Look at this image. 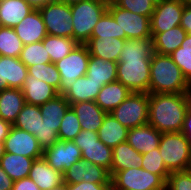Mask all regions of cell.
Segmentation results:
<instances>
[{"label": "cell", "instance_id": "obj_8", "mask_svg": "<svg viewBox=\"0 0 191 190\" xmlns=\"http://www.w3.org/2000/svg\"><path fill=\"white\" fill-rule=\"evenodd\" d=\"M90 53L85 44H78L68 55L54 64L61 75L58 94H63L77 78L86 75Z\"/></svg>", "mask_w": 191, "mask_h": 190}, {"label": "cell", "instance_id": "obj_53", "mask_svg": "<svg viewBox=\"0 0 191 190\" xmlns=\"http://www.w3.org/2000/svg\"><path fill=\"white\" fill-rule=\"evenodd\" d=\"M59 1H61L62 3H66L67 5H72V4L79 3L85 0H59Z\"/></svg>", "mask_w": 191, "mask_h": 190}, {"label": "cell", "instance_id": "obj_15", "mask_svg": "<svg viewBox=\"0 0 191 190\" xmlns=\"http://www.w3.org/2000/svg\"><path fill=\"white\" fill-rule=\"evenodd\" d=\"M5 152L35 159L43 157V150L34 135L11 126L4 140Z\"/></svg>", "mask_w": 191, "mask_h": 190}, {"label": "cell", "instance_id": "obj_40", "mask_svg": "<svg viewBox=\"0 0 191 190\" xmlns=\"http://www.w3.org/2000/svg\"><path fill=\"white\" fill-rule=\"evenodd\" d=\"M140 167L146 171L151 172L152 174L160 175L165 181H167V178L170 174L165 166L158 148L143 154V159Z\"/></svg>", "mask_w": 191, "mask_h": 190}, {"label": "cell", "instance_id": "obj_22", "mask_svg": "<svg viewBox=\"0 0 191 190\" xmlns=\"http://www.w3.org/2000/svg\"><path fill=\"white\" fill-rule=\"evenodd\" d=\"M143 154L136 151L127 141L112 148V163L110 176L116 172L139 167Z\"/></svg>", "mask_w": 191, "mask_h": 190}, {"label": "cell", "instance_id": "obj_44", "mask_svg": "<svg viewBox=\"0 0 191 190\" xmlns=\"http://www.w3.org/2000/svg\"><path fill=\"white\" fill-rule=\"evenodd\" d=\"M172 60L179 66L185 79L191 85V52L180 51V47L170 54Z\"/></svg>", "mask_w": 191, "mask_h": 190}, {"label": "cell", "instance_id": "obj_49", "mask_svg": "<svg viewBox=\"0 0 191 190\" xmlns=\"http://www.w3.org/2000/svg\"><path fill=\"white\" fill-rule=\"evenodd\" d=\"M13 179L0 166V190H12Z\"/></svg>", "mask_w": 191, "mask_h": 190}, {"label": "cell", "instance_id": "obj_30", "mask_svg": "<svg viewBox=\"0 0 191 190\" xmlns=\"http://www.w3.org/2000/svg\"><path fill=\"white\" fill-rule=\"evenodd\" d=\"M128 130L111 113H107L97 133L101 142L113 148L127 140Z\"/></svg>", "mask_w": 191, "mask_h": 190}, {"label": "cell", "instance_id": "obj_32", "mask_svg": "<svg viewBox=\"0 0 191 190\" xmlns=\"http://www.w3.org/2000/svg\"><path fill=\"white\" fill-rule=\"evenodd\" d=\"M42 114L37 105L25 104L12 126L32 135L40 134Z\"/></svg>", "mask_w": 191, "mask_h": 190}, {"label": "cell", "instance_id": "obj_21", "mask_svg": "<svg viewBox=\"0 0 191 190\" xmlns=\"http://www.w3.org/2000/svg\"><path fill=\"white\" fill-rule=\"evenodd\" d=\"M21 90L26 103L37 106L43 105L59 95L53 86L31 75H27Z\"/></svg>", "mask_w": 191, "mask_h": 190}, {"label": "cell", "instance_id": "obj_25", "mask_svg": "<svg viewBox=\"0 0 191 190\" xmlns=\"http://www.w3.org/2000/svg\"><path fill=\"white\" fill-rule=\"evenodd\" d=\"M131 91L119 81L105 84L100 89L95 103L105 112H112L122 101H124Z\"/></svg>", "mask_w": 191, "mask_h": 190}, {"label": "cell", "instance_id": "obj_43", "mask_svg": "<svg viewBox=\"0 0 191 190\" xmlns=\"http://www.w3.org/2000/svg\"><path fill=\"white\" fill-rule=\"evenodd\" d=\"M166 190H191V169L171 172L166 181Z\"/></svg>", "mask_w": 191, "mask_h": 190}, {"label": "cell", "instance_id": "obj_10", "mask_svg": "<svg viewBox=\"0 0 191 190\" xmlns=\"http://www.w3.org/2000/svg\"><path fill=\"white\" fill-rule=\"evenodd\" d=\"M107 11L112 15L120 27V39L152 38L150 18L129 10L122 9L116 4L108 5Z\"/></svg>", "mask_w": 191, "mask_h": 190}, {"label": "cell", "instance_id": "obj_14", "mask_svg": "<svg viewBox=\"0 0 191 190\" xmlns=\"http://www.w3.org/2000/svg\"><path fill=\"white\" fill-rule=\"evenodd\" d=\"M64 183L77 184L81 181L97 184H111V176L107 169L88 160H78L63 174Z\"/></svg>", "mask_w": 191, "mask_h": 190}, {"label": "cell", "instance_id": "obj_35", "mask_svg": "<svg viewBox=\"0 0 191 190\" xmlns=\"http://www.w3.org/2000/svg\"><path fill=\"white\" fill-rule=\"evenodd\" d=\"M23 47L13 28L0 26V56L19 58Z\"/></svg>", "mask_w": 191, "mask_h": 190}, {"label": "cell", "instance_id": "obj_28", "mask_svg": "<svg viewBox=\"0 0 191 190\" xmlns=\"http://www.w3.org/2000/svg\"><path fill=\"white\" fill-rule=\"evenodd\" d=\"M34 8L25 0H4L0 2V26L13 28Z\"/></svg>", "mask_w": 191, "mask_h": 190}, {"label": "cell", "instance_id": "obj_34", "mask_svg": "<svg viewBox=\"0 0 191 190\" xmlns=\"http://www.w3.org/2000/svg\"><path fill=\"white\" fill-rule=\"evenodd\" d=\"M39 107L42 119H45L49 125H61L62 117L70 107V103L59 94Z\"/></svg>", "mask_w": 191, "mask_h": 190}, {"label": "cell", "instance_id": "obj_26", "mask_svg": "<svg viewBox=\"0 0 191 190\" xmlns=\"http://www.w3.org/2000/svg\"><path fill=\"white\" fill-rule=\"evenodd\" d=\"M187 34L180 25L165 32L151 33L153 51L162 55H170L173 51L181 47Z\"/></svg>", "mask_w": 191, "mask_h": 190}, {"label": "cell", "instance_id": "obj_33", "mask_svg": "<svg viewBox=\"0 0 191 190\" xmlns=\"http://www.w3.org/2000/svg\"><path fill=\"white\" fill-rule=\"evenodd\" d=\"M42 42L52 63L64 58L78 45L72 38L51 35H47Z\"/></svg>", "mask_w": 191, "mask_h": 190}, {"label": "cell", "instance_id": "obj_7", "mask_svg": "<svg viewBox=\"0 0 191 190\" xmlns=\"http://www.w3.org/2000/svg\"><path fill=\"white\" fill-rule=\"evenodd\" d=\"M110 113L127 129L147 124L149 120V93L131 92Z\"/></svg>", "mask_w": 191, "mask_h": 190}, {"label": "cell", "instance_id": "obj_19", "mask_svg": "<svg viewBox=\"0 0 191 190\" xmlns=\"http://www.w3.org/2000/svg\"><path fill=\"white\" fill-rule=\"evenodd\" d=\"M28 177L40 190H50L64 183L63 174L52 168L43 157L33 161Z\"/></svg>", "mask_w": 191, "mask_h": 190}, {"label": "cell", "instance_id": "obj_50", "mask_svg": "<svg viewBox=\"0 0 191 190\" xmlns=\"http://www.w3.org/2000/svg\"><path fill=\"white\" fill-rule=\"evenodd\" d=\"M11 126L12 125L9 122H6L0 118V141H4L8 136Z\"/></svg>", "mask_w": 191, "mask_h": 190}, {"label": "cell", "instance_id": "obj_1", "mask_svg": "<svg viewBox=\"0 0 191 190\" xmlns=\"http://www.w3.org/2000/svg\"><path fill=\"white\" fill-rule=\"evenodd\" d=\"M152 38L126 40L117 62V81L131 92L149 93Z\"/></svg>", "mask_w": 191, "mask_h": 190}, {"label": "cell", "instance_id": "obj_51", "mask_svg": "<svg viewBox=\"0 0 191 190\" xmlns=\"http://www.w3.org/2000/svg\"><path fill=\"white\" fill-rule=\"evenodd\" d=\"M29 5H31L34 9H39L40 7L46 5L47 3L53 0H25Z\"/></svg>", "mask_w": 191, "mask_h": 190}, {"label": "cell", "instance_id": "obj_17", "mask_svg": "<svg viewBox=\"0 0 191 190\" xmlns=\"http://www.w3.org/2000/svg\"><path fill=\"white\" fill-rule=\"evenodd\" d=\"M13 29L24 45L40 42L48 35L39 9L31 11Z\"/></svg>", "mask_w": 191, "mask_h": 190}, {"label": "cell", "instance_id": "obj_5", "mask_svg": "<svg viewBox=\"0 0 191 190\" xmlns=\"http://www.w3.org/2000/svg\"><path fill=\"white\" fill-rule=\"evenodd\" d=\"M70 7L73 39L78 44H85L91 38L95 25L107 11L108 5L101 0H85Z\"/></svg>", "mask_w": 191, "mask_h": 190}, {"label": "cell", "instance_id": "obj_2", "mask_svg": "<svg viewBox=\"0 0 191 190\" xmlns=\"http://www.w3.org/2000/svg\"><path fill=\"white\" fill-rule=\"evenodd\" d=\"M191 93H149L148 123L161 133L181 132Z\"/></svg>", "mask_w": 191, "mask_h": 190}, {"label": "cell", "instance_id": "obj_36", "mask_svg": "<svg viewBox=\"0 0 191 190\" xmlns=\"http://www.w3.org/2000/svg\"><path fill=\"white\" fill-rule=\"evenodd\" d=\"M19 59L27 67L33 66L35 64L51 63L50 56L46 51L42 41L24 45L20 53Z\"/></svg>", "mask_w": 191, "mask_h": 190}, {"label": "cell", "instance_id": "obj_46", "mask_svg": "<svg viewBox=\"0 0 191 190\" xmlns=\"http://www.w3.org/2000/svg\"><path fill=\"white\" fill-rule=\"evenodd\" d=\"M12 190H40V188L29 177L22 178L13 183Z\"/></svg>", "mask_w": 191, "mask_h": 190}, {"label": "cell", "instance_id": "obj_24", "mask_svg": "<svg viewBox=\"0 0 191 190\" xmlns=\"http://www.w3.org/2000/svg\"><path fill=\"white\" fill-rule=\"evenodd\" d=\"M102 86L88 76L84 75L76 79L62 95L70 103L95 101Z\"/></svg>", "mask_w": 191, "mask_h": 190}, {"label": "cell", "instance_id": "obj_39", "mask_svg": "<svg viewBox=\"0 0 191 190\" xmlns=\"http://www.w3.org/2000/svg\"><path fill=\"white\" fill-rule=\"evenodd\" d=\"M119 38L120 27L112 15L106 11L94 27L91 38Z\"/></svg>", "mask_w": 191, "mask_h": 190}, {"label": "cell", "instance_id": "obj_27", "mask_svg": "<svg viewBox=\"0 0 191 190\" xmlns=\"http://www.w3.org/2000/svg\"><path fill=\"white\" fill-rule=\"evenodd\" d=\"M26 104L21 89H5L0 92V118L14 124L19 112Z\"/></svg>", "mask_w": 191, "mask_h": 190}, {"label": "cell", "instance_id": "obj_41", "mask_svg": "<svg viewBox=\"0 0 191 190\" xmlns=\"http://www.w3.org/2000/svg\"><path fill=\"white\" fill-rule=\"evenodd\" d=\"M115 4L122 9L149 18L152 16L156 6V3L152 0H118Z\"/></svg>", "mask_w": 191, "mask_h": 190}, {"label": "cell", "instance_id": "obj_20", "mask_svg": "<svg viewBox=\"0 0 191 190\" xmlns=\"http://www.w3.org/2000/svg\"><path fill=\"white\" fill-rule=\"evenodd\" d=\"M75 112L82 130L98 132L107 112L103 111L95 101L77 102L70 104Z\"/></svg>", "mask_w": 191, "mask_h": 190}, {"label": "cell", "instance_id": "obj_9", "mask_svg": "<svg viewBox=\"0 0 191 190\" xmlns=\"http://www.w3.org/2000/svg\"><path fill=\"white\" fill-rule=\"evenodd\" d=\"M44 20L46 32L51 36L73 39V24L70 5L53 0L39 8Z\"/></svg>", "mask_w": 191, "mask_h": 190}, {"label": "cell", "instance_id": "obj_31", "mask_svg": "<svg viewBox=\"0 0 191 190\" xmlns=\"http://www.w3.org/2000/svg\"><path fill=\"white\" fill-rule=\"evenodd\" d=\"M33 161L30 157L5 152L0 159V166L15 182L28 177Z\"/></svg>", "mask_w": 191, "mask_h": 190}, {"label": "cell", "instance_id": "obj_3", "mask_svg": "<svg viewBox=\"0 0 191 190\" xmlns=\"http://www.w3.org/2000/svg\"><path fill=\"white\" fill-rule=\"evenodd\" d=\"M149 93H191V85L170 55L153 52Z\"/></svg>", "mask_w": 191, "mask_h": 190}, {"label": "cell", "instance_id": "obj_56", "mask_svg": "<svg viewBox=\"0 0 191 190\" xmlns=\"http://www.w3.org/2000/svg\"><path fill=\"white\" fill-rule=\"evenodd\" d=\"M106 5L115 4L118 0H101Z\"/></svg>", "mask_w": 191, "mask_h": 190}, {"label": "cell", "instance_id": "obj_29", "mask_svg": "<svg viewBox=\"0 0 191 190\" xmlns=\"http://www.w3.org/2000/svg\"><path fill=\"white\" fill-rule=\"evenodd\" d=\"M86 76L101 86L117 81V62L90 56Z\"/></svg>", "mask_w": 191, "mask_h": 190}, {"label": "cell", "instance_id": "obj_57", "mask_svg": "<svg viewBox=\"0 0 191 190\" xmlns=\"http://www.w3.org/2000/svg\"><path fill=\"white\" fill-rule=\"evenodd\" d=\"M185 5H191V0H181Z\"/></svg>", "mask_w": 191, "mask_h": 190}, {"label": "cell", "instance_id": "obj_11", "mask_svg": "<svg viewBox=\"0 0 191 190\" xmlns=\"http://www.w3.org/2000/svg\"><path fill=\"white\" fill-rule=\"evenodd\" d=\"M72 141L81 150L83 160L99 165L110 173L112 148L99 140L97 132L81 130Z\"/></svg>", "mask_w": 191, "mask_h": 190}, {"label": "cell", "instance_id": "obj_6", "mask_svg": "<svg viewBox=\"0 0 191 190\" xmlns=\"http://www.w3.org/2000/svg\"><path fill=\"white\" fill-rule=\"evenodd\" d=\"M110 190H166V181L139 166L116 172Z\"/></svg>", "mask_w": 191, "mask_h": 190}, {"label": "cell", "instance_id": "obj_16", "mask_svg": "<svg viewBox=\"0 0 191 190\" xmlns=\"http://www.w3.org/2000/svg\"><path fill=\"white\" fill-rule=\"evenodd\" d=\"M27 75L28 68L19 58L0 56V92L22 89Z\"/></svg>", "mask_w": 191, "mask_h": 190}, {"label": "cell", "instance_id": "obj_52", "mask_svg": "<svg viewBox=\"0 0 191 190\" xmlns=\"http://www.w3.org/2000/svg\"><path fill=\"white\" fill-rule=\"evenodd\" d=\"M180 51L191 52V34H187L186 38L181 44Z\"/></svg>", "mask_w": 191, "mask_h": 190}, {"label": "cell", "instance_id": "obj_12", "mask_svg": "<svg viewBox=\"0 0 191 190\" xmlns=\"http://www.w3.org/2000/svg\"><path fill=\"white\" fill-rule=\"evenodd\" d=\"M184 6L181 0H162L156 4L150 17L151 33L165 32L180 25Z\"/></svg>", "mask_w": 191, "mask_h": 190}, {"label": "cell", "instance_id": "obj_47", "mask_svg": "<svg viewBox=\"0 0 191 190\" xmlns=\"http://www.w3.org/2000/svg\"><path fill=\"white\" fill-rule=\"evenodd\" d=\"M180 26L188 33L191 34V5H185L181 17Z\"/></svg>", "mask_w": 191, "mask_h": 190}, {"label": "cell", "instance_id": "obj_45", "mask_svg": "<svg viewBox=\"0 0 191 190\" xmlns=\"http://www.w3.org/2000/svg\"><path fill=\"white\" fill-rule=\"evenodd\" d=\"M111 184H97L81 181L77 184H67V190H110Z\"/></svg>", "mask_w": 191, "mask_h": 190}, {"label": "cell", "instance_id": "obj_38", "mask_svg": "<svg viewBox=\"0 0 191 190\" xmlns=\"http://www.w3.org/2000/svg\"><path fill=\"white\" fill-rule=\"evenodd\" d=\"M82 130L75 112L71 107L65 112L61 120V125L58 131L59 140H73Z\"/></svg>", "mask_w": 191, "mask_h": 190}, {"label": "cell", "instance_id": "obj_42", "mask_svg": "<svg viewBox=\"0 0 191 190\" xmlns=\"http://www.w3.org/2000/svg\"><path fill=\"white\" fill-rule=\"evenodd\" d=\"M59 128L60 125H49L45 119H41L40 134L35 137L43 151L52 147L59 140Z\"/></svg>", "mask_w": 191, "mask_h": 190}, {"label": "cell", "instance_id": "obj_37", "mask_svg": "<svg viewBox=\"0 0 191 190\" xmlns=\"http://www.w3.org/2000/svg\"><path fill=\"white\" fill-rule=\"evenodd\" d=\"M27 68L28 75L34 76L39 80L45 81L49 85L53 86L57 91H59L61 84V75L54 63L51 62L49 64H35Z\"/></svg>", "mask_w": 191, "mask_h": 190}, {"label": "cell", "instance_id": "obj_18", "mask_svg": "<svg viewBox=\"0 0 191 190\" xmlns=\"http://www.w3.org/2000/svg\"><path fill=\"white\" fill-rule=\"evenodd\" d=\"M161 132L149 123L128 130L127 142L139 153L146 154L159 148Z\"/></svg>", "mask_w": 191, "mask_h": 190}, {"label": "cell", "instance_id": "obj_55", "mask_svg": "<svg viewBox=\"0 0 191 190\" xmlns=\"http://www.w3.org/2000/svg\"><path fill=\"white\" fill-rule=\"evenodd\" d=\"M5 154V146H4V141H0V159L2 156Z\"/></svg>", "mask_w": 191, "mask_h": 190}, {"label": "cell", "instance_id": "obj_58", "mask_svg": "<svg viewBox=\"0 0 191 190\" xmlns=\"http://www.w3.org/2000/svg\"><path fill=\"white\" fill-rule=\"evenodd\" d=\"M154 1L156 4L160 3L162 0H152Z\"/></svg>", "mask_w": 191, "mask_h": 190}, {"label": "cell", "instance_id": "obj_4", "mask_svg": "<svg viewBox=\"0 0 191 190\" xmlns=\"http://www.w3.org/2000/svg\"><path fill=\"white\" fill-rule=\"evenodd\" d=\"M158 149L170 173L191 169V143L182 132L162 133Z\"/></svg>", "mask_w": 191, "mask_h": 190}, {"label": "cell", "instance_id": "obj_23", "mask_svg": "<svg viewBox=\"0 0 191 190\" xmlns=\"http://www.w3.org/2000/svg\"><path fill=\"white\" fill-rule=\"evenodd\" d=\"M126 39L114 37L109 38H90L85 45L88 48L90 56H96L104 60L118 62L120 52Z\"/></svg>", "mask_w": 191, "mask_h": 190}, {"label": "cell", "instance_id": "obj_13", "mask_svg": "<svg viewBox=\"0 0 191 190\" xmlns=\"http://www.w3.org/2000/svg\"><path fill=\"white\" fill-rule=\"evenodd\" d=\"M43 158L56 171L64 174L74 163L82 159L79 147L71 140H58L43 151Z\"/></svg>", "mask_w": 191, "mask_h": 190}, {"label": "cell", "instance_id": "obj_48", "mask_svg": "<svg viewBox=\"0 0 191 190\" xmlns=\"http://www.w3.org/2000/svg\"><path fill=\"white\" fill-rule=\"evenodd\" d=\"M181 132L188 138L189 142L191 143V102L185 114V119Z\"/></svg>", "mask_w": 191, "mask_h": 190}, {"label": "cell", "instance_id": "obj_54", "mask_svg": "<svg viewBox=\"0 0 191 190\" xmlns=\"http://www.w3.org/2000/svg\"><path fill=\"white\" fill-rule=\"evenodd\" d=\"M50 190H67V183H62L61 185L54 187Z\"/></svg>", "mask_w": 191, "mask_h": 190}]
</instances>
